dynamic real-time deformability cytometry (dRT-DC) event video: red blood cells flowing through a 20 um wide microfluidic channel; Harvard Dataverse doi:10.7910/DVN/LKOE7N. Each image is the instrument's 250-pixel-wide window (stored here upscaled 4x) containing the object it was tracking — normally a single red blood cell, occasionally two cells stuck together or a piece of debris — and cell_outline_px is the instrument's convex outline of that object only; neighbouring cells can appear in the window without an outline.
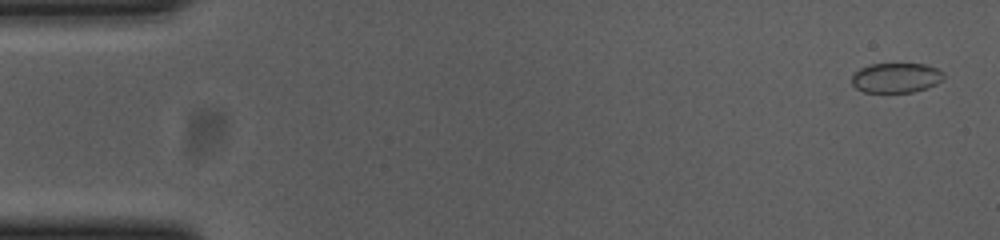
{"species": "common noctule bat (a hibernating species)", "species_latin": "Nyctalus noctula", "temperature_condition": "cold", "stored_images_in_passage": 55, "camera_frame_rate_fps": 3000, "um_per_image_px": 0.085, "animal": {"sex": "female", "body_mass_g": 23.0, "forearm_length_mm": 53.4}, "frame": {"image": 1, "passage_image": 2, "time_ms": 0.333, "image_size_px": [1000, 240], "cell_outline_px": [[944, 76], [936, 84], [912, 92], [864, 92], [856, 88], [852, 84], [852, 76], [860, 68], [868, 64], [924, 64], [936, 68], [944, 72]], "centroid_in_image_um": [76.14, 6.6], "position_along_channel_um": 8.9, "area_um2": 15.84}}
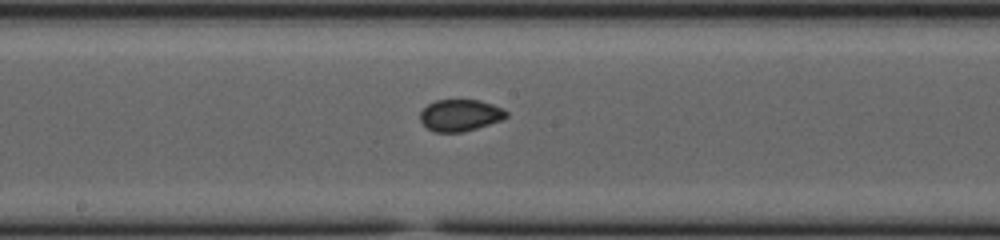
{"frame": {"image": 2, "passage_image": 29, "time_ms": 9.333, "image_size_px": [1000, 240], "cell_outline_px": [[508, 116], [500, 120], [476, 128], [460, 132], [436, 132], [428, 128], [420, 120], [420, 112], [428, 104], [436, 100], [480, 100], [504, 108], [508, 112]], "centroid_in_image_um": [39.12, 9.78], "position_along_channel_um": 209.1, "area_um2": 15.78}}
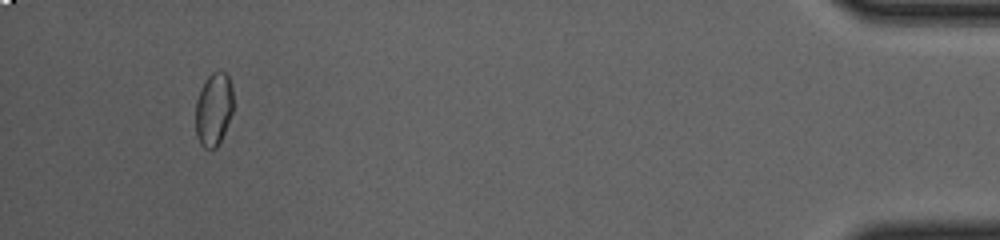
{"frame": {"image": 3, "passage_image": 52, "time_ms": 17.0, "image_size_px": [1000, 240], "cell_outline_px": [[232, 112], [224, 132], [216, 148], [204, 148], [200, 144], [196, 136], [196, 100], [200, 88], [208, 76], [212, 72], [228, 72], [232, 88]], "centroid_in_image_um": [18.15, 9.26], "position_along_channel_um": 417.1, "area_um2": 16.01}, "authors_computed_cell_mechanics": {"area_um2": 16.1262, "velocity_mm_per_s": 3.6915, "shape_relaxation_time_tau1_ms": null, "shape_relaxation_time_tau2_ms": 1.5015, "deformation_change_tau1": null, "deformation_change_tau2": 0.0373}}